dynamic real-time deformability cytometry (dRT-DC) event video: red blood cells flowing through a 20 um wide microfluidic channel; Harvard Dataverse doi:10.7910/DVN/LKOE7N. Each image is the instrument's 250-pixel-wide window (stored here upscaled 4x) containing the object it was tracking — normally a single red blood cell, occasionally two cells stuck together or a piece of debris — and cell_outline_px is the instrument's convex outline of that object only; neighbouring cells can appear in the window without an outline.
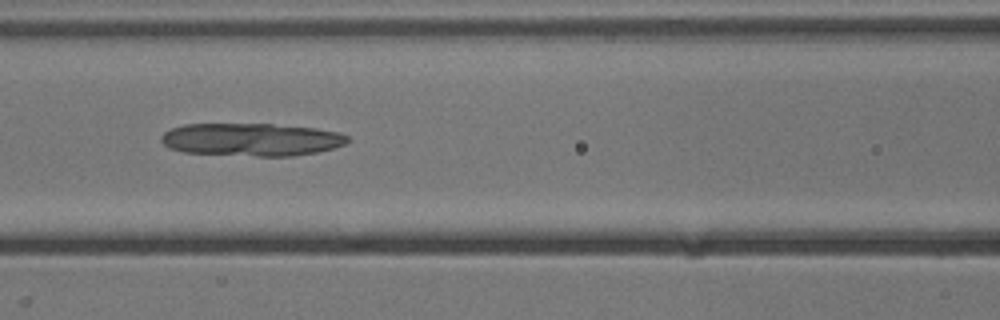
{"species": "common noctule bat (a hibernating species)", "species_latin": "Nyctalus noctula", "temperature_condition": "cold", "stored_images_in_passage": 31, "camera_frame_rate_fps": 3000, "um_per_image_px": 0.085, "animal": {"sex": "male", "body_mass_g": 13.3}, "frame": {"image": 1, "passage_image": 8, "time_ms": 2.333, "image_size_px": [1000, 320], "cell_outline_px": [[348, 140], [344, 144], [332, 148], [316, 152], [292, 156], [256, 156], [184, 152], [168, 148], [160, 140], [160, 136], [164, 132], [172, 128], [184, 124], [272, 124], [316, 128], [340, 132], [348, 136]], "centroid_in_image_um": [21.34, 11.85], "position_along_channel_um": 145.3, "area_um2": 35.66}}
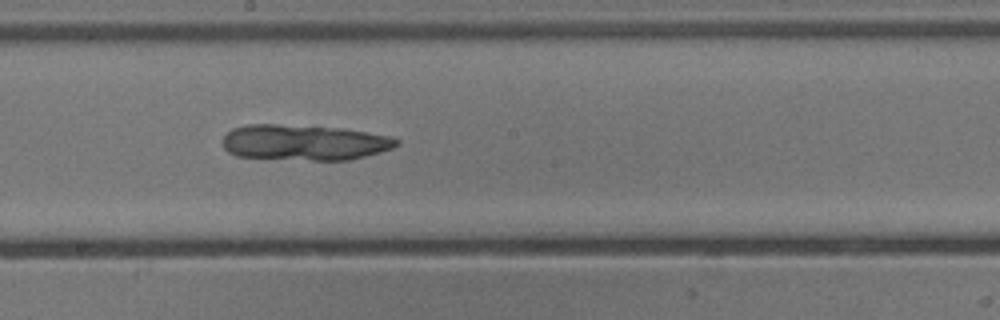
{"frame": {"image": 2, "passage_image": 14, "time_ms": 4.333, "image_size_px": [1000, 320], "cell_outline_px": [[400, 144], [392, 148], [380, 152], [348, 160], [312, 160], [236, 156], [228, 152], [224, 148], [220, 140], [232, 128], [248, 124], [276, 124], [340, 128], [392, 136], [400, 140]], "centroid_in_image_um": [25.85, 12.1], "position_along_channel_um": 222.4, "area_um2": 36.18}}
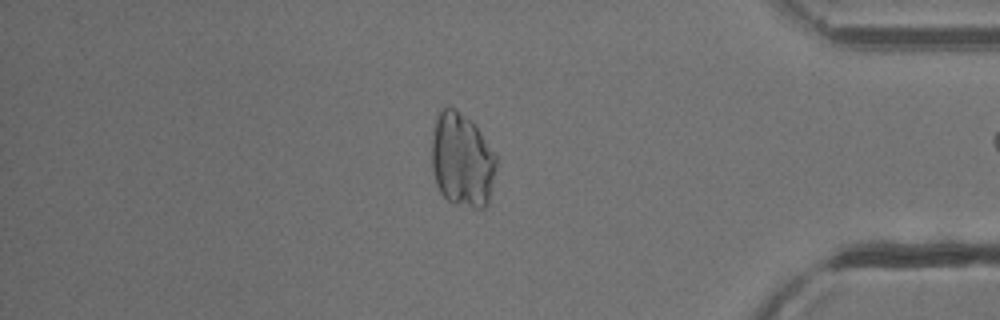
{"frame": {"image": 3, "passage_image": 30, "time_ms": 9.667, "image_size_px": [1000, 320], "cell_outline_px": [[496, 164], [488, 204], [484, 208], [476, 208], [452, 204], [440, 192], [436, 184], [432, 172], [432, 132], [440, 108], [448, 104], [476, 124], [496, 156]], "centroid_in_image_um": [39.25, 13.59], "position_along_channel_um": 396.0, "area_um2": 35.72}}